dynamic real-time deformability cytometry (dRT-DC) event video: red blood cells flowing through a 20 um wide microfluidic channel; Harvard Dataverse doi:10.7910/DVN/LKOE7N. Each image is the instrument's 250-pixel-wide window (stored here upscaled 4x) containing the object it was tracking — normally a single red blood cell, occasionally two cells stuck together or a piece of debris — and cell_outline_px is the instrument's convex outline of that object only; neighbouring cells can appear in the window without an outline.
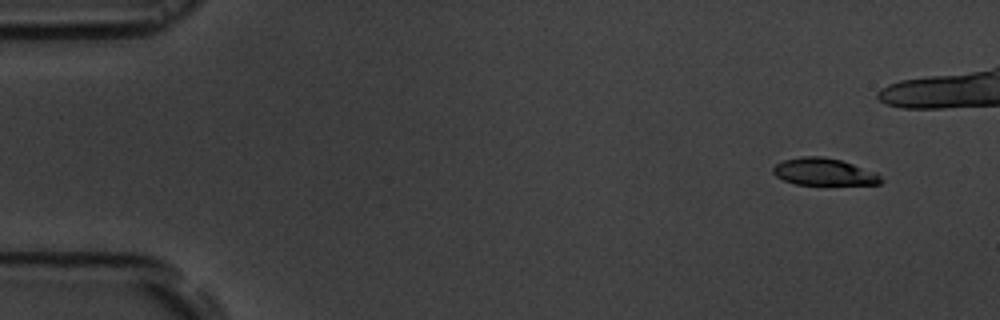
{"species": "common noctule bat (a hibernating species)", "species_latin": "Nyctalus noctula", "temperature_condition": "room temperature", "stored_images_in_passage": 13, "camera_frame_rate_fps": 3000, "um_per_image_px": 0.085, "animal": {"sex": "male", "body_mass_g": 19.5, "forearm_length_mm": 54.6}, "frame": {"image": 1, "passage_image": 1, "time_ms": 0.0, "image_size_px": [1000, 320], "cell_outline_px": [[884, 180], [880, 184], [796, 184], [784, 180], [776, 176], [772, 172], [772, 168], [776, 164], [784, 160], [800, 156], [820, 156], [840, 160], [876, 172]], "centroid_in_image_um": [70.02, 14.6], "position_along_channel_um": 15.0, "area_um2": 16.88}}